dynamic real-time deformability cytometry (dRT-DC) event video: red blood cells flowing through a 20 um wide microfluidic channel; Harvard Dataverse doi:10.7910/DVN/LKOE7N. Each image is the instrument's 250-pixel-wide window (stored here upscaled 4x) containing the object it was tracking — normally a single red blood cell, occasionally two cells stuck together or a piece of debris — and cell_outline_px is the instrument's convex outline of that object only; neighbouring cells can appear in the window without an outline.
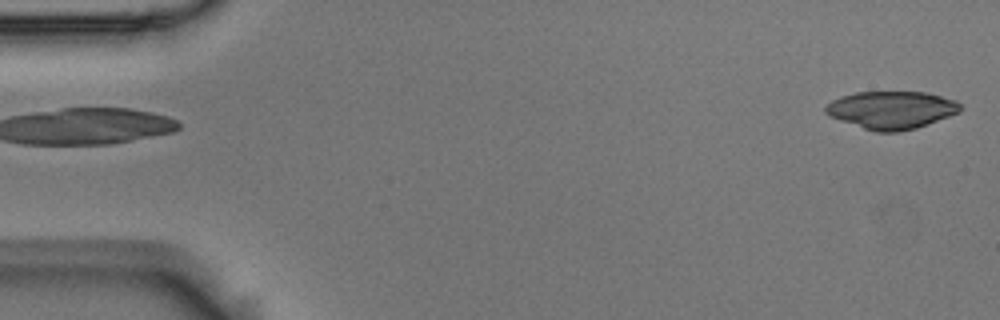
{"species": "Egyptian fruit bat (a non-hibernating species)", "species_latin": "Rousettus aegyptiacus", "temperature_condition": "room temperature", "stored_images_in_passage": 4, "camera_frame_rate_fps": 3000, "um_per_image_px": 0.085, "animal": {"sex": "male"}, "frame": {"image": 1, "passage_image": 4, "time_ms": 1.0, "image_size_px": [1000, 320], "cell_outline_px": [[964, 108], [960, 112], [916, 128], [900, 132], [876, 132], [828, 116], [824, 112], [824, 108], [832, 100], [840, 96], [856, 92], [924, 92], [956, 100]], "centroid_in_image_um": [75.77, 9.34], "position_along_channel_um": 9.2, "area_um2": 29.59}}